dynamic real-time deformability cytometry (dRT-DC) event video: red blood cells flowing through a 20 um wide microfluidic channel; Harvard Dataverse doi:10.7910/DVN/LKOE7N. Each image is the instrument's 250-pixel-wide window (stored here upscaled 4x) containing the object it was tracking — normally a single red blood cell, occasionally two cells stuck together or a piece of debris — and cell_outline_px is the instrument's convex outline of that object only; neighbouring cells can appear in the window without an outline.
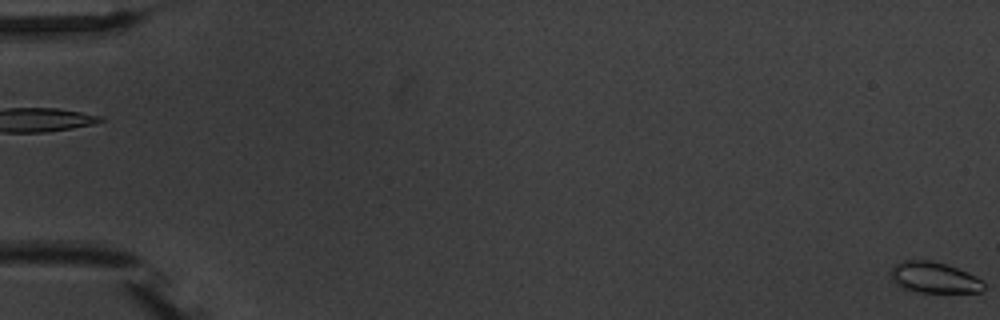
{"species": "common noctule bat (a hibernating species)", "species_latin": "Nyctalus noctula", "temperature_condition": "warm", "stored_images_in_passage": 5, "camera_frame_rate_fps": 3000, "um_per_image_px": 0.085, "animal": {"sex": "male", "body_mass_g": 20.1, "forearm_length_mm": 53.5}, "frame": {"image": 1, "passage_image": 5, "time_ms": 5.667, "image_size_px": [1000, 320], "cell_outline_px": [[984, 288], [980, 292], [916, 292], [904, 288], [896, 284], [888, 276], [888, 272], [896, 264], [904, 260], [928, 260], [944, 264], [956, 268], [980, 280], [984, 284]], "centroid_in_image_um": [79.31, 23.6], "position_along_channel_um": 5.7, "area_um2": 16.53}}